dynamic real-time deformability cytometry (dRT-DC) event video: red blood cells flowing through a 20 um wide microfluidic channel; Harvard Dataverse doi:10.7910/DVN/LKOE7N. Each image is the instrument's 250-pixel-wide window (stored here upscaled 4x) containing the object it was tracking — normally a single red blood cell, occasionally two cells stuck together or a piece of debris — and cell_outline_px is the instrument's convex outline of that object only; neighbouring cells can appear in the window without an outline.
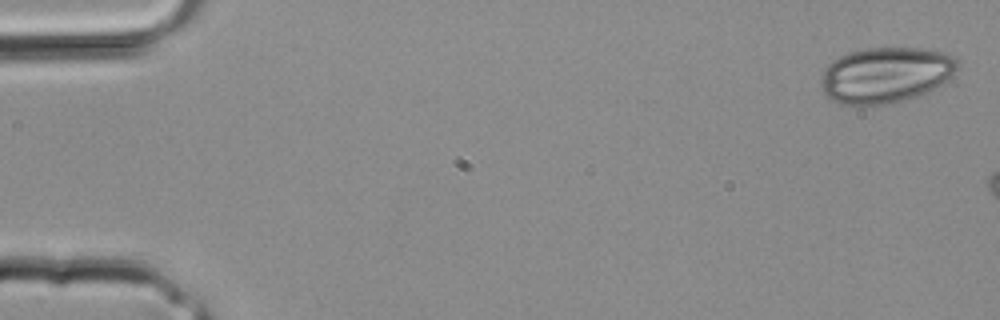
{"species": "common noctule bat (a hibernating species)", "species_latin": "Nyctalus noctula", "temperature_condition": "room temperature", "stored_images_in_passage": 6, "camera_frame_rate_fps": 3000, "um_per_image_px": 0.085, "animal": {"sex": "male", "body_mass_g": 20.4}, "frame": {"image": 1, "passage_image": 1, "time_ms": 0.0, "image_size_px": [1000, 320], "cell_outline_px": [[960, 68], [948, 80], [912, 100], [888, 104], [840, 104], [828, 100], [824, 96], [820, 80], [820, 76], [824, 68], [832, 60], [848, 52], [864, 48], [924, 48], [948, 52], [956, 56], [960, 64]], "centroid_in_image_um": [75.31, 6.37], "position_along_channel_um": 9.7, "area_um2": 45.43}}